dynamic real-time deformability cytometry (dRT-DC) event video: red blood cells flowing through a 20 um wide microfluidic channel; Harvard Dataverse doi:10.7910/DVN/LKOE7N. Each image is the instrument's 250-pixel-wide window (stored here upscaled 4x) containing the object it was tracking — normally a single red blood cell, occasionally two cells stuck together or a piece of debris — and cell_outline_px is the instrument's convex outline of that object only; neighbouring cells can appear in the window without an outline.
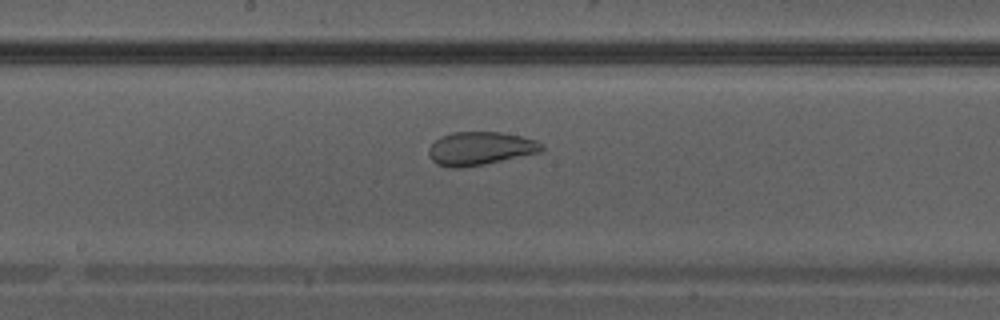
{"species": "Egyptian fruit bat (a non-hibernating species)", "species_latin": "Rousettus aegyptiacus", "temperature_condition": "warm", "stored_images_in_passage": 33, "camera_frame_rate_fps": 3000, "um_per_image_px": 0.085, "animal": {"sex": "male"}, "frame": {"image": 1, "passage_image": 19, "time_ms": 6.0, "image_size_px": [1000, 320], "cell_outline_px": [[544, 152], [464, 168], [448, 168], [436, 164], [428, 156], [428, 148], [440, 136], [452, 132], [500, 132], [520, 136], [536, 140], [544, 144]], "centroid_in_image_um": [40.83, 12.63], "position_along_channel_um": 207.4, "area_um2": 22.31}}